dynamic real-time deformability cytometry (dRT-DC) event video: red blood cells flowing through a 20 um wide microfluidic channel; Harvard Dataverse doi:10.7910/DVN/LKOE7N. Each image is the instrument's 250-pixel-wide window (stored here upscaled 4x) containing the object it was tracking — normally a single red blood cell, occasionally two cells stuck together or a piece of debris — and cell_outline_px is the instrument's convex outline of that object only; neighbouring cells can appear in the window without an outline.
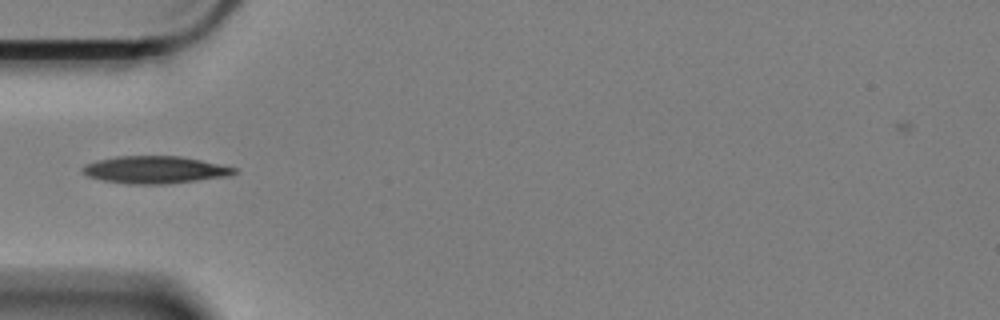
{"species": "Egyptian fruit bat (a non-hibernating species)", "species_latin": "Rousettus aegyptiacus", "temperature_condition": "cold", "stored_images_in_passage": 18, "camera_frame_rate_fps": 3000, "um_per_image_px": 0.085, "animal": {"sex": "female"}, "frame": {"image": 1, "passage_image": 1, "time_ms": 0.0, "image_size_px": [1000, 320], "cell_outline_px": [[236, 172], [232, 176], [168, 184], [128, 184], [104, 180], [88, 176], [80, 168], [88, 164], [100, 160], [120, 156], [180, 156], [200, 160], [236, 168]], "centroid_in_image_um": [13.22, 14.44], "position_along_channel_um": 71.8, "area_um2": 23.93}}
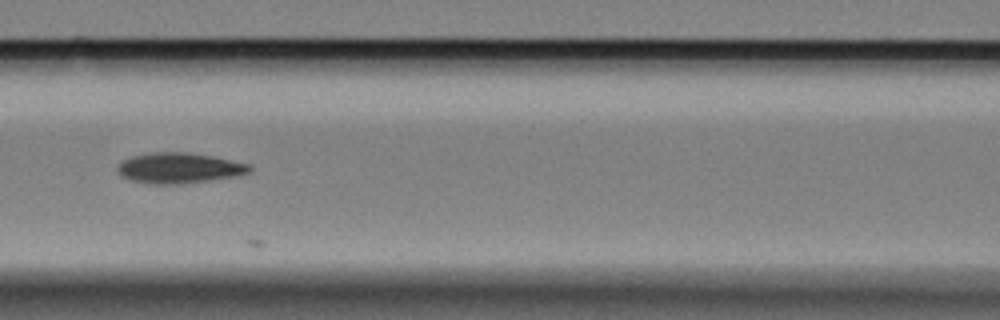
{"frame": {"image": 2, "passage_image": 8, "time_ms": 2.333, "image_size_px": [1000, 320], "cell_outline_px": [[252, 172], [232, 176], [208, 180], [180, 184], [152, 184], [132, 180], [120, 176], [116, 172], [116, 168], [124, 160], [132, 156], [148, 152], [184, 152], [212, 156], [252, 164]], "centroid_in_image_um": [15.21, 14.27], "position_along_channel_um": 151.4, "area_um2": 23.47}}
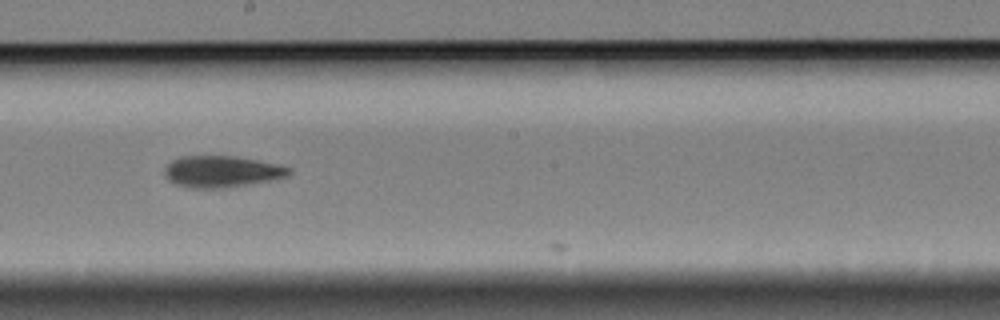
{"frame": {"image": 3, "passage_image": 15, "time_ms": 4.667, "image_size_px": [1000, 320], "cell_outline_px": [[292, 172], [288, 176], [272, 180], [224, 188], [188, 188], [176, 184], [168, 180], [164, 176], [164, 168], [172, 160], [180, 156], [232, 156], [280, 164], [292, 168]], "centroid_in_image_um": [18.84, 14.58], "position_along_channel_um": 229.4, "area_um2": 23.0}}